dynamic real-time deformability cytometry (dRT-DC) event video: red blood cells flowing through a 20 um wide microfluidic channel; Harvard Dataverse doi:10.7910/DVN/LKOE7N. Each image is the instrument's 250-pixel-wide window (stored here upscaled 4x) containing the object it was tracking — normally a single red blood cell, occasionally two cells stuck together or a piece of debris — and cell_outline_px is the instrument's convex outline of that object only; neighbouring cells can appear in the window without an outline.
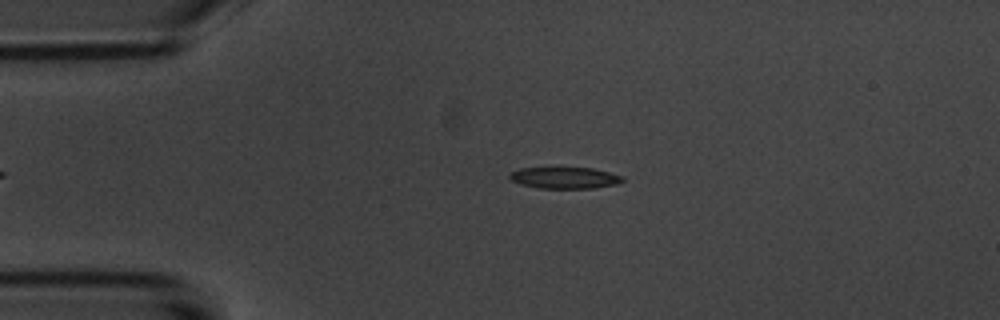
{"species": "common noctule bat (a hibernating species)", "species_latin": "Nyctalus noctula", "temperature_condition": "room temperature", "stored_images_in_passage": 2, "camera_frame_rate_fps": 3000, "um_per_image_px": 0.085, "animal": {"sex": "male", "body_mass_g": 20.1, "forearm_length_mm": 53.5}, "frame": {"image": 1, "passage_image": 1, "time_ms": 0.0, "image_size_px": [1000, 320], "cell_outline_px": [[624, 180], [616, 184], [592, 188], [540, 188], [520, 184], [512, 180], [508, 176], [512, 172], [520, 168], [552, 164], [560, 164], [592, 168], [624, 176]], "centroid_in_image_um": [47.95, 15.04], "position_along_channel_um": 37.0, "area_um2": 15.09}}